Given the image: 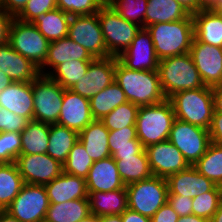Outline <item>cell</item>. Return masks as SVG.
Instances as JSON below:
<instances>
[{
	"instance_id": "55",
	"label": "cell",
	"mask_w": 222,
	"mask_h": 222,
	"mask_svg": "<svg viewBox=\"0 0 222 222\" xmlns=\"http://www.w3.org/2000/svg\"><path fill=\"white\" fill-rule=\"evenodd\" d=\"M191 15L199 11V0H176Z\"/></svg>"
},
{
	"instance_id": "25",
	"label": "cell",
	"mask_w": 222,
	"mask_h": 222,
	"mask_svg": "<svg viewBox=\"0 0 222 222\" xmlns=\"http://www.w3.org/2000/svg\"><path fill=\"white\" fill-rule=\"evenodd\" d=\"M108 136L109 130L103 122L94 119L79 132L78 140L83 144L89 157L95 162L111 156Z\"/></svg>"
},
{
	"instance_id": "26",
	"label": "cell",
	"mask_w": 222,
	"mask_h": 222,
	"mask_svg": "<svg viewBox=\"0 0 222 222\" xmlns=\"http://www.w3.org/2000/svg\"><path fill=\"white\" fill-rule=\"evenodd\" d=\"M194 38L205 44L222 48V16L213 10L192 14Z\"/></svg>"
},
{
	"instance_id": "36",
	"label": "cell",
	"mask_w": 222,
	"mask_h": 222,
	"mask_svg": "<svg viewBox=\"0 0 222 222\" xmlns=\"http://www.w3.org/2000/svg\"><path fill=\"white\" fill-rule=\"evenodd\" d=\"M194 167L215 185L222 187V145L210 143Z\"/></svg>"
},
{
	"instance_id": "38",
	"label": "cell",
	"mask_w": 222,
	"mask_h": 222,
	"mask_svg": "<svg viewBox=\"0 0 222 222\" xmlns=\"http://www.w3.org/2000/svg\"><path fill=\"white\" fill-rule=\"evenodd\" d=\"M138 110L139 106L128 101L105 115L101 121L109 131L120 130L128 126H135Z\"/></svg>"
},
{
	"instance_id": "32",
	"label": "cell",
	"mask_w": 222,
	"mask_h": 222,
	"mask_svg": "<svg viewBox=\"0 0 222 222\" xmlns=\"http://www.w3.org/2000/svg\"><path fill=\"white\" fill-rule=\"evenodd\" d=\"M78 138L79 133L77 131L59 124H50L47 154L64 164Z\"/></svg>"
},
{
	"instance_id": "42",
	"label": "cell",
	"mask_w": 222,
	"mask_h": 222,
	"mask_svg": "<svg viewBox=\"0 0 222 222\" xmlns=\"http://www.w3.org/2000/svg\"><path fill=\"white\" fill-rule=\"evenodd\" d=\"M103 5V0H57V8L70 16L95 14Z\"/></svg>"
},
{
	"instance_id": "50",
	"label": "cell",
	"mask_w": 222,
	"mask_h": 222,
	"mask_svg": "<svg viewBox=\"0 0 222 222\" xmlns=\"http://www.w3.org/2000/svg\"><path fill=\"white\" fill-rule=\"evenodd\" d=\"M14 16L0 8V45L9 42L10 27Z\"/></svg>"
},
{
	"instance_id": "37",
	"label": "cell",
	"mask_w": 222,
	"mask_h": 222,
	"mask_svg": "<svg viewBox=\"0 0 222 222\" xmlns=\"http://www.w3.org/2000/svg\"><path fill=\"white\" fill-rule=\"evenodd\" d=\"M93 60H71L58 65L48 76L62 88L71 89L86 74Z\"/></svg>"
},
{
	"instance_id": "22",
	"label": "cell",
	"mask_w": 222,
	"mask_h": 222,
	"mask_svg": "<svg viewBox=\"0 0 222 222\" xmlns=\"http://www.w3.org/2000/svg\"><path fill=\"white\" fill-rule=\"evenodd\" d=\"M0 106L29 121L33 120L32 82H11L0 92Z\"/></svg>"
},
{
	"instance_id": "1",
	"label": "cell",
	"mask_w": 222,
	"mask_h": 222,
	"mask_svg": "<svg viewBox=\"0 0 222 222\" xmlns=\"http://www.w3.org/2000/svg\"><path fill=\"white\" fill-rule=\"evenodd\" d=\"M115 82L124 91L127 101L141 107L166 99L157 70L137 71L123 66L116 57Z\"/></svg>"
},
{
	"instance_id": "17",
	"label": "cell",
	"mask_w": 222,
	"mask_h": 222,
	"mask_svg": "<svg viewBox=\"0 0 222 222\" xmlns=\"http://www.w3.org/2000/svg\"><path fill=\"white\" fill-rule=\"evenodd\" d=\"M145 150L153 176L167 178L190 166L183 154L169 140L151 144Z\"/></svg>"
},
{
	"instance_id": "59",
	"label": "cell",
	"mask_w": 222,
	"mask_h": 222,
	"mask_svg": "<svg viewBox=\"0 0 222 222\" xmlns=\"http://www.w3.org/2000/svg\"><path fill=\"white\" fill-rule=\"evenodd\" d=\"M99 218L101 222H123L121 215H105Z\"/></svg>"
},
{
	"instance_id": "49",
	"label": "cell",
	"mask_w": 222,
	"mask_h": 222,
	"mask_svg": "<svg viewBox=\"0 0 222 222\" xmlns=\"http://www.w3.org/2000/svg\"><path fill=\"white\" fill-rule=\"evenodd\" d=\"M150 219L151 222H177L179 215L166 202Z\"/></svg>"
},
{
	"instance_id": "23",
	"label": "cell",
	"mask_w": 222,
	"mask_h": 222,
	"mask_svg": "<svg viewBox=\"0 0 222 222\" xmlns=\"http://www.w3.org/2000/svg\"><path fill=\"white\" fill-rule=\"evenodd\" d=\"M85 180L88 192H109L126 187L112 156L95 161Z\"/></svg>"
},
{
	"instance_id": "19",
	"label": "cell",
	"mask_w": 222,
	"mask_h": 222,
	"mask_svg": "<svg viewBox=\"0 0 222 222\" xmlns=\"http://www.w3.org/2000/svg\"><path fill=\"white\" fill-rule=\"evenodd\" d=\"M168 195H180L195 198L211 191L216 185L200 174L194 166L170 175L166 178Z\"/></svg>"
},
{
	"instance_id": "5",
	"label": "cell",
	"mask_w": 222,
	"mask_h": 222,
	"mask_svg": "<svg viewBox=\"0 0 222 222\" xmlns=\"http://www.w3.org/2000/svg\"><path fill=\"white\" fill-rule=\"evenodd\" d=\"M175 119L174 109L169 99L157 104L141 106L135 124L137 138L145 148L168 140Z\"/></svg>"
},
{
	"instance_id": "2",
	"label": "cell",
	"mask_w": 222,
	"mask_h": 222,
	"mask_svg": "<svg viewBox=\"0 0 222 222\" xmlns=\"http://www.w3.org/2000/svg\"><path fill=\"white\" fill-rule=\"evenodd\" d=\"M146 29L151 35L159 60L190 52L194 38V23L191 14L186 19L152 24Z\"/></svg>"
},
{
	"instance_id": "3",
	"label": "cell",
	"mask_w": 222,
	"mask_h": 222,
	"mask_svg": "<svg viewBox=\"0 0 222 222\" xmlns=\"http://www.w3.org/2000/svg\"><path fill=\"white\" fill-rule=\"evenodd\" d=\"M157 71L166 99L180 91L205 86L190 53L159 60Z\"/></svg>"
},
{
	"instance_id": "24",
	"label": "cell",
	"mask_w": 222,
	"mask_h": 222,
	"mask_svg": "<svg viewBox=\"0 0 222 222\" xmlns=\"http://www.w3.org/2000/svg\"><path fill=\"white\" fill-rule=\"evenodd\" d=\"M49 204L64 203L76 199H88L86 180L64 171L50 183L44 185Z\"/></svg>"
},
{
	"instance_id": "33",
	"label": "cell",
	"mask_w": 222,
	"mask_h": 222,
	"mask_svg": "<svg viewBox=\"0 0 222 222\" xmlns=\"http://www.w3.org/2000/svg\"><path fill=\"white\" fill-rule=\"evenodd\" d=\"M114 160L116 161L120 178L125 186L153 176L145 149L137 155L121 156V159Z\"/></svg>"
},
{
	"instance_id": "40",
	"label": "cell",
	"mask_w": 222,
	"mask_h": 222,
	"mask_svg": "<svg viewBox=\"0 0 222 222\" xmlns=\"http://www.w3.org/2000/svg\"><path fill=\"white\" fill-rule=\"evenodd\" d=\"M148 0H111L108 5L121 17L145 28Z\"/></svg>"
},
{
	"instance_id": "41",
	"label": "cell",
	"mask_w": 222,
	"mask_h": 222,
	"mask_svg": "<svg viewBox=\"0 0 222 222\" xmlns=\"http://www.w3.org/2000/svg\"><path fill=\"white\" fill-rule=\"evenodd\" d=\"M222 199V187L216 185L211 191L196 196L192 200V214L210 220Z\"/></svg>"
},
{
	"instance_id": "34",
	"label": "cell",
	"mask_w": 222,
	"mask_h": 222,
	"mask_svg": "<svg viewBox=\"0 0 222 222\" xmlns=\"http://www.w3.org/2000/svg\"><path fill=\"white\" fill-rule=\"evenodd\" d=\"M24 184L15 162L0 164V210L12 203Z\"/></svg>"
},
{
	"instance_id": "35",
	"label": "cell",
	"mask_w": 222,
	"mask_h": 222,
	"mask_svg": "<svg viewBox=\"0 0 222 222\" xmlns=\"http://www.w3.org/2000/svg\"><path fill=\"white\" fill-rule=\"evenodd\" d=\"M128 102L124 91L114 81L90 99L91 113L94 119L101 120L105 115L121 104Z\"/></svg>"
},
{
	"instance_id": "51",
	"label": "cell",
	"mask_w": 222,
	"mask_h": 222,
	"mask_svg": "<svg viewBox=\"0 0 222 222\" xmlns=\"http://www.w3.org/2000/svg\"><path fill=\"white\" fill-rule=\"evenodd\" d=\"M29 0H1V8L16 17Z\"/></svg>"
},
{
	"instance_id": "56",
	"label": "cell",
	"mask_w": 222,
	"mask_h": 222,
	"mask_svg": "<svg viewBox=\"0 0 222 222\" xmlns=\"http://www.w3.org/2000/svg\"><path fill=\"white\" fill-rule=\"evenodd\" d=\"M219 5V0H199L200 10H213Z\"/></svg>"
},
{
	"instance_id": "58",
	"label": "cell",
	"mask_w": 222,
	"mask_h": 222,
	"mask_svg": "<svg viewBox=\"0 0 222 222\" xmlns=\"http://www.w3.org/2000/svg\"><path fill=\"white\" fill-rule=\"evenodd\" d=\"M0 222H19L5 210H0Z\"/></svg>"
},
{
	"instance_id": "45",
	"label": "cell",
	"mask_w": 222,
	"mask_h": 222,
	"mask_svg": "<svg viewBox=\"0 0 222 222\" xmlns=\"http://www.w3.org/2000/svg\"><path fill=\"white\" fill-rule=\"evenodd\" d=\"M57 8V0H29L15 17L24 22H33L39 15Z\"/></svg>"
},
{
	"instance_id": "21",
	"label": "cell",
	"mask_w": 222,
	"mask_h": 222,
	"mask_svg": "<svg viewBox=\"0 0 222 222\" xmlns=\"http://www.w3.org/2000/svg\"><path fill=\"white\" fill-rule=\"evenodd\" d=\"M94 59L83 46L67 36L49 43L46 60L39 71L41 75L48 76L58 65L67 61Z\"/></svg>"
},
{
	"instance_id": "61",
	"label": "cell",
	"mask_w": 222,
	"mask_h": 222,
	"mask_svg": "<svg viewBox=\"0 0 222 222\" xmlns=\"http://www.w3.org/2000/svg\"><path fill=\"white\" fill-rule=\"evenodd\" d=\"M210 222H222V199L220 201L217 211L210 218Z\"/></svg>"
},
{
	"instance_id": "31",
	"label": "cell",
	"mask_w": 222,
	"mask_h": 222,
	"mask_svg": "<svg viewBox=\"0 0 222 222\" xmlns=\"http://www.w3.org/2000/svg\"><path fill=\"white\" fill-rule=\"evenodd\" d=\"M50 124L30 120L21 134L20 155L45 154L49 145Z\"/></svg>"
},
{
	"instance_id": "64",
	"label": "cell",
	"mask_w": 222,
	"mask_h": 222,
	"mask_svg": "<svg viewBox=\"0 0 222 222\" xmlns=\"http://www.w3.org/2000/svg\"><path fill=\"white\" fill-rule=\"evenodd\" d=\"M111 0H103L104 4H108Z\"/></svg>"
},
{
	"instance_id": "8",
	"label": "cell",
	"mask_w": 222,
	"mask_h": 222,
	"mask_svg": "<svg viewBox=\"0 0 222 222\" xmlns=\"http://www.w3.org/2000/svg\"><path fill=\"white\" fill-rule=\"evenodd\" d=\"M33 120L56 124L60 116L64 88L49 76L39 75L32 81Z\"/></svg>"
},
{
	"instance_id": "16",
	"label": "cell",
	"mask_w": 222,
	"mask_h": 222,
	"mask_svg": "<svg viewBox=\"0 0 222 222\" xmlns=\"http://www.w3.org/2000/svg\"><path fill=\"white\" fill-rule=\"evenodd\" d=\"M118 61L130 70H157L159 59L154 50V43L146 28H141L130 46L118 57Z\"/></svg>"
},
{
	"instance_id": "29",
	"label": "cell",
	"mask_w": 222,
	"mask_h": 222,
	"mask_svg": "<svg viewBox=\"0 0 222 222\" xmlns=\"http://www.w3.org/2000/svg\"><path fill=\"white\" fill-rule=\"evenodd\" d=\"M70 18L69 14L56 8L42 13L32 23L49 42H53L67 37Z\"/></svg>"
},
{
	"instance_id": "43",
	"label": "cell",
	"mask_w": 222,
	"mask_h": 222,
	"mask_svg": "<svg viewBox=\"0 0 222 222\" xmlns=\"http://www.w3.org/2000/svg\"><path fill=\"white\" fill-rule=\"evenodd\" d=\"M109 150L112 155L117 148L144 147L136 134V126L124 127L120 130L109 131Z\"/></svg>"
},
{
	"instance_id": "30",
	"label": "cell",
	"mask_w": 222,
	"mask_h": 222,
	"mask_svg": "<svg viewBox=\"0 0 222 222\" xmlns=\"http://www.w3.org/2000/svg\"><path fill=\"white\" fill-rule=\"evenodd\" d=\"M90 215L89 199H76L49 204L44 222H79Z\"/></svg>"
},
{
	"instance_id": "11",
	"label": "cell",
	"mask_w": 222,
	"mask_h": 222,
	"mask_svg": "<svg viewBox=\"0 0 222 222\" xmlns=\"http://www.w3.org/2000/svg\"><path fill=\"white\" fill-rule=\"evenodd\" d=\"M48 207L49 200L44 185L25 183L5 211L19 222H44Z\"/></svg>"
},
{
	"instance_id": "20",
	"label": "cell",
	"mask_w": 222,
	"mask_h": 222,
	"mask_svg": "<svg viewBox=\"0 0 222 222\" xmlns=\"http://www.w3.org/2000/svg\"><path fill=\"white\" fill-rule=\"evenodd\" d=\"M0 70L12 82H32L40 75L39 67L13 49L9 42L0 45Z\"/></svg>"
},
{
	"instance_id": "14",
	"label": "cell",
	"mask_w": 222,
	"mask_h": 222,
	"mask_svg": "<svg viewBox=\"0 0 222 222\" xmlns=\"http://www.w3.org/2000/svg\"><path fill=\"white\" fill-rule=\"evenodd\" d=\"M116 57L95 58L80 80L71 90L84 98L91 99L115 81Z\"/></svg>"
},
{
	"instance_id": "60",
	"label": "cell",
	"mask_w": 222,
	"mask_h": 222,
	"mask_svg": "<svg viewBox=\"0 0 222 222\" xmlns=\"http://www.w3.org/2000/svg\"><path fill=\"white\" fill-rule=\"evenodd\" d=\"M12 81L0 70V92L6 88Z\"/></svg>"
},
{
	"instance_id": "44",
	"label": "cell",
	"mask_w": 222,
	"mask_h": 222,
	"mask_svg": "<svg viewBox=\"0 0 222 222\" xmlns=\"http://www.w3.org/2000/svg\"><path fill=\"white\" fill-rule=\"evenodd\" d=\"M21 152V134L0 132V164L15 162Z\"/></svg>"
},
{
	"instance_id": "47",
	"label": "cell",
	"mask_w": 222,
	"mask_h": 222,
	"mask_svg": "<svg viewBox=\"0 0 222 222\" xmlns=\"http://www.w3.org/2000/svg\"><path fill=\"white\" fill-rule=\"evenodd\" d=\"M192 201V198L180 195H168L167 198V202L179 217L192 214Z\"/></svg>"
},
{
	"instance_id": "48",
	"label": "cell",
	"mask_w": 222,
	"mask_h": 222,
	"mask_svg": "<svg viewBox=\"0 0 222 222\" xmlns=\"http://www.w3.org/2000/svg\"><path fill=\"white\" fill-rule=\"evenodd\" d=\"M211 143L222 145V114L213 112L210 128L208 129Z\"/></svg>"
},
{
	"instance_id": "63",
	"label": "cell",
	"mask_w": 222,
	"mask_h": 222,
	"mask_svg": "<svg viewBox=\"0 0 222 222\" xmlns=\"http://www.w3.org/2000/svg\"><path fill=\"white\" fill-rule=\"evenodd\" d=\"M214 10L222 16V3H219V5Z\"/></svg>"
},
{
	"instance_id": "54",
	"label": "cell",
	"mask_w": 222,
	"mask_h": 222,
	"mask_svg": "<svg viewBox=\"0 0 222 222\" xmlns=\"http://www.w3.org/2000/svg\"><path fill=\"white\" fill-rule=\"evenodd\" d=\"M214 111L222 114V85L212 87Z\"/></svg>"
},
{
	"instance_id": "18",
	"label": "cell",
	"mask_w": 222,
	"mask_h": 222,
	"mask_svg": "<svg viewBox=\"0 0 222 222\" xmlns=\"http://www.w3.org/2000/svg\"><path fill=\"white\" fill-rule=\"evenodd\" d=\"M93 120L90 100L73 92L71 89H64L60 116L56 124L79 133Z\"/></svg>"
},
{
	"instance_id": "57",
	"label": "cell",
	"mask_w": 222,
	"mask_h": 222,
	"mask_svg": "<svg viewBox=\"0 0 222 222\" xmlns=\"http://www.w3.org/2000/svg\"><path fill=\"white\" fill-rule=\"evenodd\" d=\"M177 222H210V220L191 214L179 217Z\"/></svg>"
},
{
	"instance_id": "27",
	"label": "cell",
	"mask_w": 222,
	"mask_h": 222,
	"mask_svg": "<svg viewBox=\"0 0 222 222\" xmlns=\"http://www.w3.org/2000/svg\"><path fill=\"white\" fill-rule=\"evenodd\" d=\"M90 212L101 217L121 215L128 208L126 187L109 192H88Z\"/></svg>"
},
{
	"instance_id": "4",
	"label": "cell",
	"mask_w": 222,
	"mask_h": 222,
	"mask_svg": "<svg viewBox=\"0 0 222 222\" xmlns=\"http://www.w3.org/2000/svg\"><path fill=\"white\" fill-rule=\"evenodd\" d=\"M169 100L176 119L207 130L210 128L214 112L212 87L180 91Z\"/></svg>"
},
{
	"instance_id": "62",
	"label": "cell",
	"mask_w": 222,
	"mask_h": 222,
	"mask_svg": "<svg viewBox=\"0 0 222 222\" xmlns=\"http://www.w3.org/2000/svg\"><path fill=\"white\" fill-rule=\"evenodd\" d=\"M79 222H101V221H100V218L98 216H95V215L91 214L89 217H86V218L82 219Z\"/></svg>"
},
{
	"instance_id": "52",
	"label": "cell",
	"mask_w": 222,
	"mask_h": 222,
	"mask_svg": "<svg viewBox=\"0 0 222 222\" xmlns=\"http://www.w3.org/2000/svg\"><path fill=\"white\" fill-rule=\"evenodd\" d=\"M123 222H151L150 217L141 215L140 213L127 208L122 214Z\"/></svg>"
},
{
	"instance_id": "12",
	"label": "cell",
	"mask_w": 222,
	"mask_h": 222,
	"mask_svg": "<svg viewBox=\"0 0 222 222\" xmlns=\"http://www.w3.org/2000/svg\"><path fill=\"white\" fill-rule=\"evenodd\" d=\"M67 36L83 46L94 58L110 57L99 23L98 12L91 15L71 16Z\"/></svg>"
},
{
	"instance_id": "6",
	"label": "cell",
	"mask_w": 222,
	"mask_h": 222,
	"mask_svg": "<svg viewBox=\"0 0 222 222\" xmlns=\"http://www.w3.org/2000/svg\"><path fill=\"white\" fill-rule=\"evenodd\" d=\"M128 208L152 217L168 198L166 178L152 176L126 185Z\"/></svg>"
},
{
	"instance_id": "39",
	"label": "cell",
	"mask_w": 222,
	"mask_h": 222,
	"mask_svg": "<svg viewBox=\"0 0 222 222\" xmlns=\"http://www.w3.org/2000/svg\"><path fill=\"white\" fill-rule=\"evenodd\" d=\"M94 161L89 157L83 144L78 140L70 150L66 162L63 164L65 173L86 178Z\"/></svg>"
},
{
	"instance_id": "9",
	"label": "cell",
	"mask_w": 222,
	"mask_h": 222,
	"mask_svg": "<svg viewBox=\"0 0 222 222\" xmlns=\"http://www.w3.org/2000/svg\"><path fill=\"white\" fill-rule=\"evenodd\" d=\"M9 43L13 49L40 68L46 60L50 42L32 22L14 18L10 27Z\"/></svg>"
},
{
	"instance_id": "10",
	"label": "cell",
	"mask_w": 222,
	"mask_h": 222,
	"mask_svg": "<svg viewBox=\"0 0 222 222\" xmlns=\"http://www.w3.org/2000/svg\"><path fill=\"white\" fill-rule=\"evenodd\" d=\"M168 140L183 154L190 166L205 154L211 143L209 131L175 119Z\"/></svg>"
},
{
	"instance_id": "46",
	"label": "cell",
	"mask_w": 222,
	"mask_h": 222,
	"mask_svg": "<svg viewBox=\"0 0 222 222\" xmlns=\"http://www.w3.org/2000/svg\"><path fill=\"white\" fill-rule=\"evenodd\" d=\"M29 120L0 106V132L21 133Z\"/></svg>"
},
{
	"instance_id": "15",
	"label": "cell",
	"mask_w": 222,
	"mask_h": 222,
	"mask_svg": "<svg viewBox=\"0 0 222 222\" xmlns=\"http://www.w3.org/2000/svg\"><path fill=\"white\" fill-rule=\"evenodd\" d=\"M190 55L205 86L222 85V48L192 40Z\"/></svg>"
},
{
	"instance_id": "7",
	"label": "cell",
	"mask_w": 222,
	"mask_h": 222,
	"mask_svg": "<svg viewBox=\"0 0 222 222\" xmlns=\"http://www.w3.org/2000/svg\"><path fill=\"white\" fill-rule=\"evenodd\" d=\"M99 23L107 52L118 57L131 44L141 26L121 17L112 7L104 4L98 11Z\"/></svg>"
},
{
	"instance_id": "13",
	"label": "cell",
	"mask_w": 222,
	"mask_h": 222,
	"mask_svg": "<svg viewBox=\"0 0 222 222\" xmlns=\"http://www.w3.org/2000/svg\"><path fill=\"white\" fill-rule=\"evenodd\" d=\"M15 163L26 184L45 185L63 172V164L47 153L19 155Z\"/></svg>"
},
{
	"instance_id": "28",
	"label": "cell",
	"mask_w": 222,
	"mask_h": 222,
	"mask_svg": "<svg viewBox=\"0 0 222 222\" xmlns=\"http://www.w3.org/2000/svg\"><path fill=\"white\" fill-rule=\"evenodd\" d=\"M190 13L176 0H148L145 28L157 23L186 19Z\"/></svg>"
},
{
	"instance_id": "53",
	"label": "cell",
	"mask_w": 222,
	"mask_h": 222,
	"mask_svg": "<svg viewBox=\"0 0 222 222\" xmlns=\"http://www.w3.org/2000/svg\"><path fill=\"white\" fill-rule=\"evenodd\" d=\"M145 147H124L117 148V151L114 152L111 156L113 159H121V156H133L141 153Z\"/></svg>"
}]
</instances>
